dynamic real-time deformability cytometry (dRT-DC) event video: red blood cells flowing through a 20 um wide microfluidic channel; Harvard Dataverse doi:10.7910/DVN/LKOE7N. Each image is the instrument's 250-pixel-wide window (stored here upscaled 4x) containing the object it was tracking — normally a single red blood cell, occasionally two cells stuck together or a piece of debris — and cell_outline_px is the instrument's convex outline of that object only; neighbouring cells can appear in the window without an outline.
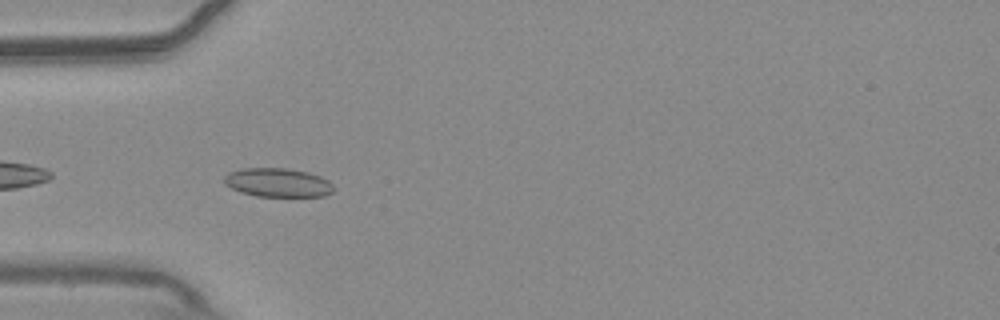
{"species": "common noctule bat (a hibernating species)", "species_latin": "Nyctalus noctula", "temperature_condition": "warm", "stored_images_in_passage": 6, "camera_frame_rate_fps": 3000, "um_per_image_px": 0.085, "animal": {"sex": "male", "body_mass_g": 20.4}, "frame": {"image": 1, "passage_image": 2, "time_ms": 0.333, "image_size_px": [1000, 320], "cell_outline_px": [[332, 192], [324, 196], [256, 196], [240, 192], [224, 184], [224, 176], [228, 172], [244, 168], [288, 168], [308, 172], [320, 176], [328, 180], [332, 184]], "centroid_in_image_um": [23.59, 15.51], "position_along_channel_um": 61.4, "area_um2": 18.38}}